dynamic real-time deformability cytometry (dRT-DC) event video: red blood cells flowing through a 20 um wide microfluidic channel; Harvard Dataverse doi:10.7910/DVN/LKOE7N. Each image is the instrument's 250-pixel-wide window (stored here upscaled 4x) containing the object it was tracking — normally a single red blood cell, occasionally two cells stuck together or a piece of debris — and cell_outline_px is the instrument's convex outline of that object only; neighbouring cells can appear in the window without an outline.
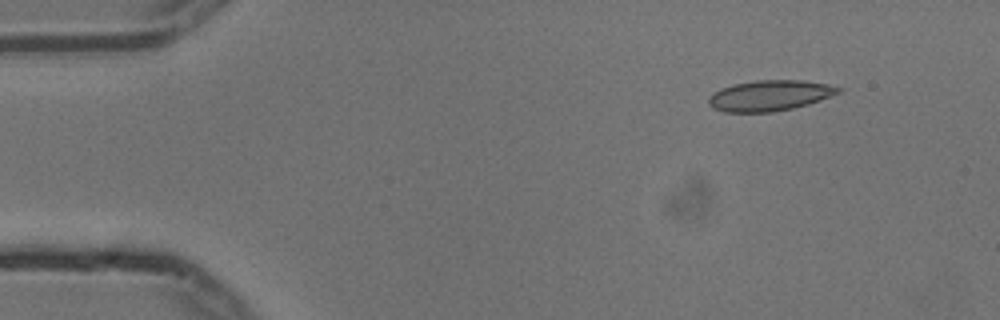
{"species": "common noctule bat (a hibernating species)", "species_latin": "Nyctalus noctula", "temperature_condition": "cold", "stored_images_in_passage": 49, "camera_frame_rate_fps": 3000, "um_per_image_px": 0.085, "animal": {"sex": "male", "body_mass_g": 13.3}, "frame": {"image": 1, "passage_image": 1, "time_ms": 0.0, "image_size_px": [1000, 320], "cell_outline_px": [[844, 88], [840, 92], [820, 100], [808, 104], [792, 108], [772, 112], [724, 112], [712, 108], [708, 104], [708, 96], [720, 88], [736, 84], [756, 80], [804, 80], [828, 84]], "centroid_in_image_um": [65.42, 8.12], "position_along_channel_um": 19.6, "area_um2": 23.24}}
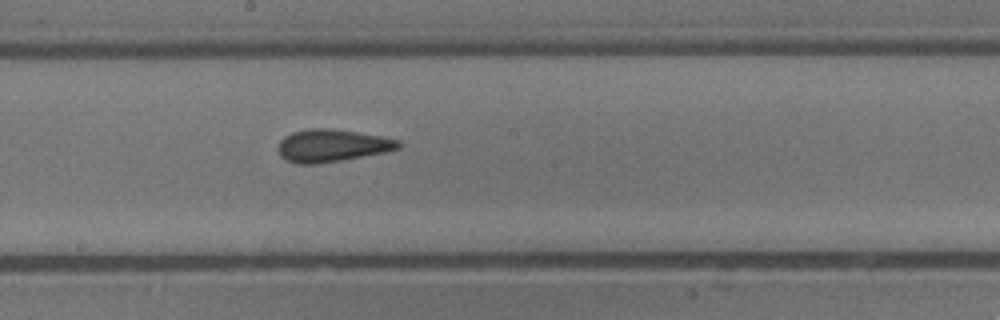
{"frame": {"image": 2, "passage_image": 24, "time_ms": 7.667, "image_size_px": [1000, 320], "cell_outline_px": [[400, 148], [384, 152], [340, 160], [316, 164], [296, 164], [284, 160], [280, 156], [276, 148], [280, 140], [284, 136], [292, 132], [308, 128], [332, 128], [384, 136], [400, 140]], "centroid_in_image_um": [28.17, 12.36], "position_along_channel_um": 220.0, "area_um2": 23.06}}
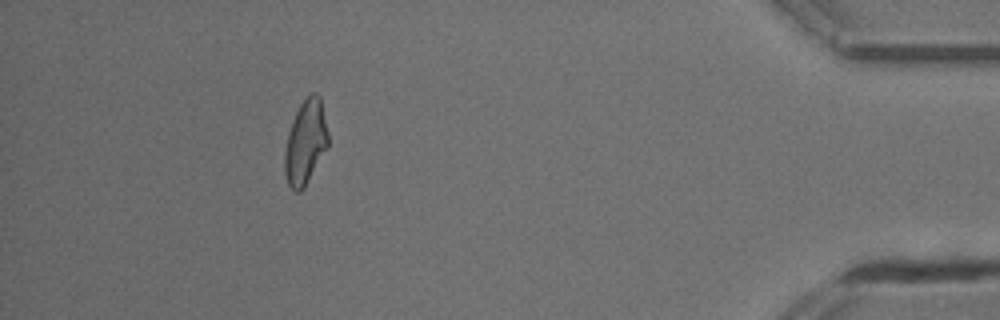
{"frame": {"image": 3, "passage_image": 44, "time_ms": 14.333, "image_size_px": [1000, 320], "cell_outline_px": [[328, 148], [304, 188], [300, 192], [296, 192], [288, 184], [284, 172], [284, 152], [288, 132], [292, 120], [300, 104], [312, 92], [316, 92], [320, 96], [328, 132]], "centroid_in_image_um": [25.97, 12.11], "position_along_channel_um": 409.2, "area_um2": 21.5}, "authors_computed_cell_mechanics": {"area_um2": 22.0796, "velocity_mm_per_s": 3.7391, "shape_relaxation_time_tau1_ms": null, "shape_relaxation_time_tau2_ms": 1.8684, "deformation_change_tau1": null, "deformation_change_tau2": 0.076}}